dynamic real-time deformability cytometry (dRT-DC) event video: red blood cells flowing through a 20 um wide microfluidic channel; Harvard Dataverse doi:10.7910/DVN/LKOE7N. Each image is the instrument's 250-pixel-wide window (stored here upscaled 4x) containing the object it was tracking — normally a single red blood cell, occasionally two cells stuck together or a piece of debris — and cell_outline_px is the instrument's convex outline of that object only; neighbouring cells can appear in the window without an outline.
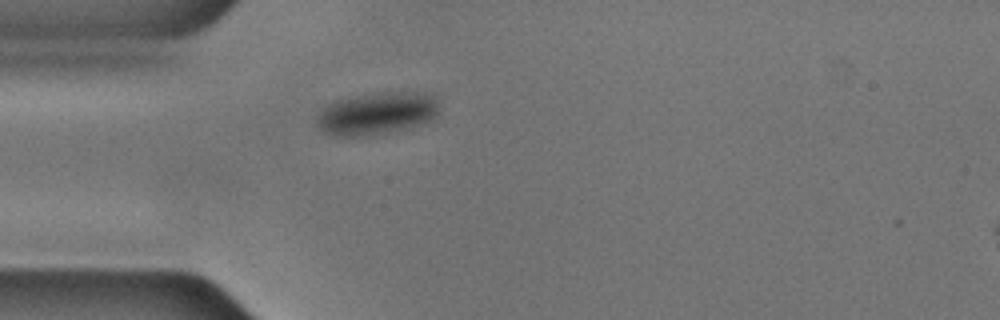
{"species": "common noctule bat (a hibernating species)", "species_latin": "Nyctalus noctula", "temperature_condition": "cold", "stored_images_in_passage": 2, "camera_frame_rate_fps": 3000, "um_per_image_px": 0.085, "animal": {"sex": "male", "body_mass_g": 17.9, "forearm_length_mm": 54.2}, "frame": {"image": 1, "passage_image": 1, "time_ms": 0.0, "image_size_px": [1000, 320], "cell_outline_px": [[436, 116], [432, 120], [384, 132], [364, 136], [332, 136], [320, 132], [316, 124], [316, 112], [328, 104], [336, 100], [356, 96], [380, 92], [432, 92], [436, 96]], "centroid_in_image_um": [31.94, 9.62], "position_along_channel_um": 53.1, "area_um2": 30.23}}